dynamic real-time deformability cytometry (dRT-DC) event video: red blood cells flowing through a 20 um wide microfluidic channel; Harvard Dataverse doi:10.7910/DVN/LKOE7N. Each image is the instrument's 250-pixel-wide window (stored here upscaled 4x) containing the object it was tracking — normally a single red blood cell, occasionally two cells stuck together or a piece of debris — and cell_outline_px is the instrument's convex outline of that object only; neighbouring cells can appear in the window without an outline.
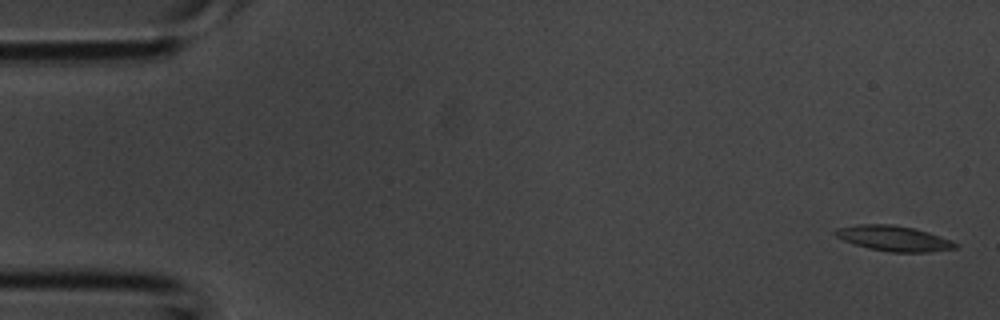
{"species": "common noctule bat (a hibernating species)", "species_latin": "Nyctalus noctula", "temperature_condition": "room temperature", "stored_images_in_passage": 38, "camera_frame_rate_fps": 3000, "um_per_image_px": 0.085, "animal": {"sex": "male", "body_mass_g": 20.1, "forearm_length_mm": 53.5}, "frame": {"image": 1, "passage_image": 1, "time_ms": 0.0, "image_size_px": [1000, 320], "cell_outline_px": [[956, 248], [928, 252], [892, 252], [868, 248], [844, 240], [836, 236], [832, 232], [836, 228], [856, 224], [892, 224], [912, 228], [928, 232], [948, 240], [956, 244]], "centroid_in_image_um": [75.89, 20.25], "position_along_channel_um": 9.1, "area_um2": 17.4}}
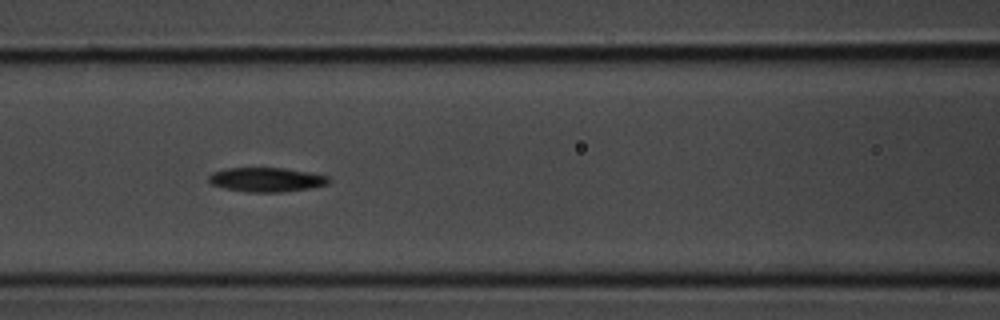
{"frame": {"image": 2, "passage_image": 16, "time_ms": 5.0, "image_size_px": [1000, 320], "cell_outline_px": [[332, 180], [328, 184], [312, 188], [280, 192], [248, 192], [228, 188], [212, 184], [208, 180], [208, 176], [212, 172], [224, 168], [284, 168], [308, 172], [328, 176]], "centroid_in_image_um": [22.67, 15.26], "position_along_channel_um": 143.9, "area_um2": 16.94}}
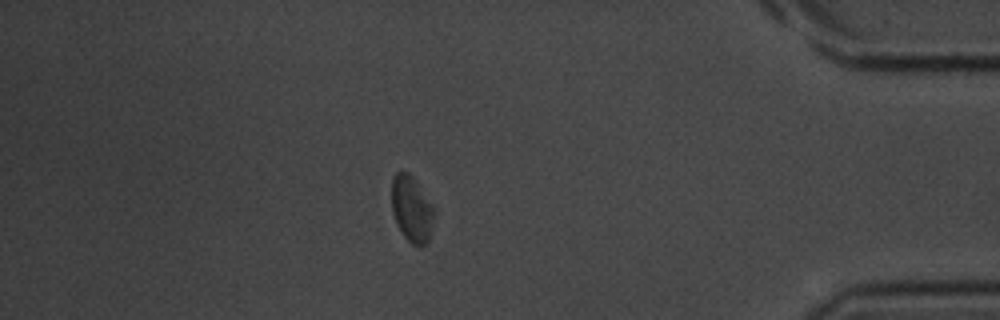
{"frame": {"image": 3, "passage_image": 33, "time_ms": 10.667, "image_size_px": [1000, 320], "cell_outline_px": [[432, 224], [428, 240], [420, 248], [412, 244], [404, 236], [396, 224], [392, 212], [392, 176], [396, 172], [408, 172], [412, 176], [432, 208]], "centroid_in_image_um": [34.93, 17.78], "position_along_channel_um": 400.3, "area_um2": 15.78}}